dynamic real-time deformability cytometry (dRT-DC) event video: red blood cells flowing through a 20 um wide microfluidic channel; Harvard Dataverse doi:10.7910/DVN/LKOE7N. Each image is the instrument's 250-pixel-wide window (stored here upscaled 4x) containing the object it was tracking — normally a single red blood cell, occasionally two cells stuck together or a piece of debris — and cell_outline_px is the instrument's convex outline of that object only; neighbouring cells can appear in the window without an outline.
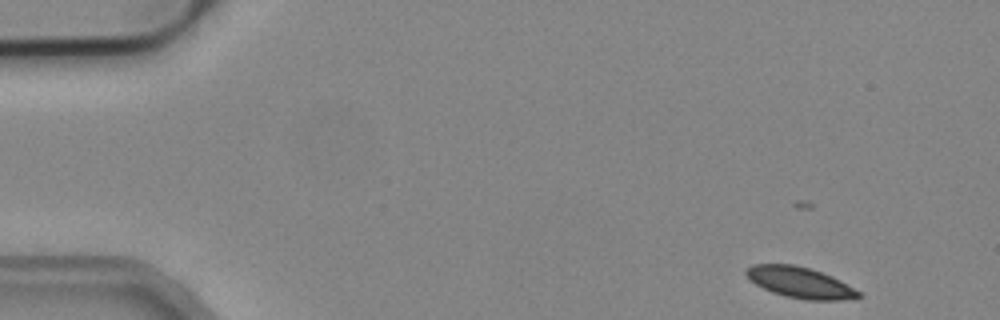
{"species": "common noctule bat (a hibernating species)", "species_latin": "Nyctalus noctula", "temperature_condition": "cold", "stored_images_in_passage": 3, "camera_frame_rate_fps": 3000, "um_per_image_px": 0.085, "animal": {"sex": "male", "body_mass_g": 19.2, "forearm_length_mm": 51.8}, "frame": {"image": 1, "passage_image": 1, "time_ms": 0.0, "image_size_px": [1000, 320], "cell_outline_px": [[860, 296], [840, 300], [804, 300], [784, 296], [772, 292], [748, 280], [744, 272], [752, 264], [792, 264], [808, 268], [832, 276], [840, 280], [860, 292]], "centroid_in_image_um": [67.95, 24.01], "position_along_channel_um": 17.0, "area_um2": 20.11}}
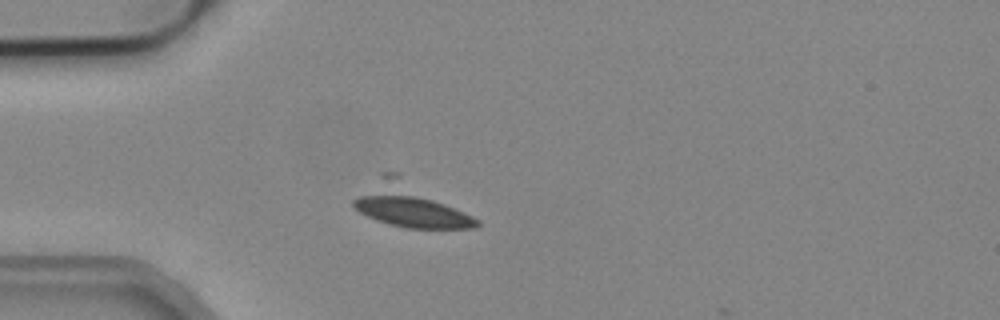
{"frame": {"image": 2, "passage_image": 3, "time_ms": 0.667, "image_size_px": [1000, 320], "cell_outline_px": [[480, 224], [472, 228], [404, 228], [388, 224], [376, 220], [352, 208], [352, 200], [380, 172], [400, 172], [480, 220]], "centroid_in_image_um": [34.78, 17.39], "position_along_channel_um": 50.2, "area_um2": 31.79}}